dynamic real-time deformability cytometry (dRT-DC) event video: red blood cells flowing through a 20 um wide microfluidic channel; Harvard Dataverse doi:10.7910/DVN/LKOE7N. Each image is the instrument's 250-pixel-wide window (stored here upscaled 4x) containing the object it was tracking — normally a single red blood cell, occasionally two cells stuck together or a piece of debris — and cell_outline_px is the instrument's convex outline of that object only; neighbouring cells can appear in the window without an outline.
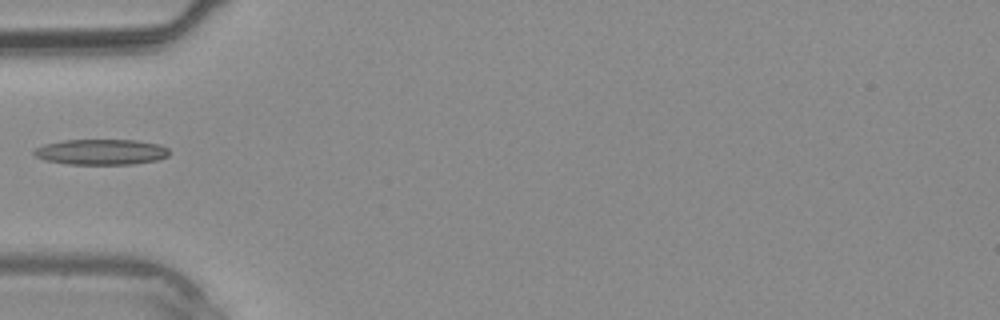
{"species": "common noctule bat (a hibernating species)", "species_latin": "Nyctalus noctula", "temperature_condition": "warm", "stored_images_in_passage": 27, "camera_frame_rate_fps": 3000, "um_per_image_px": 0.085, "animal": {"sex": "male", "body_mass_g": 20.4}, "frame": {"image": 1, "passage_image": 1, "time_ms": 0.0, "image_size_px": [1000, 320], "cell_outline_px": [[168, 156], [156, 160], [132, 164], [68, 164], [44, 160], [36, 156], [32, 152], [36, 148], [44, 144], [64, 140], [136, 140], [160, 144], [168, 148]], "centroid_in_image_um": [8.59, 12.91], "position_along_channel_um": 76.4, "area_um2": 20.11}}
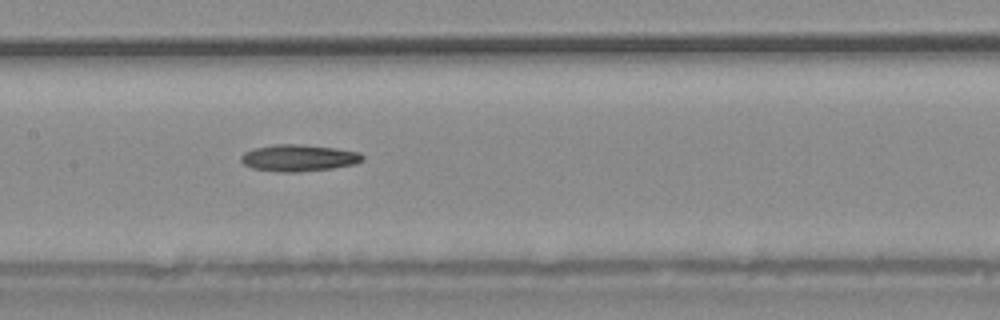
{"frame": {"image": 2, "passage_image": 7, "time_ms": 2.0, "image_size_px": [1000, 320], "cell_outline_px": [[364, 160], [356, 164], [332, 168], [300, 172], [280, 172], [252, 168], [244, 164], [240, 160], [240, 156], [244, 152], [252, 148], [272, 144], [300, 144], [336, 148], [360, 152], [364, 156]], "centroid_in_image_um": [25.39, 13.42], "position_along_channel_um": 182.0, "area_um2": 19.19}}
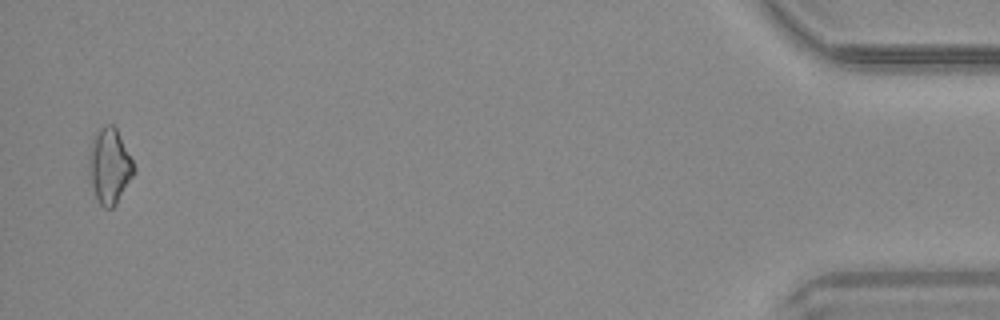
{"frame": {"image": 3, "passage_image": 26, "time_ms": 8.333, "image_size_px": [1000, 320], "cell_outline_px": [[136, 172], [116, 204], [112, 208], [104, 208], [100, 204], [96, 196], [88, 176], [88, 156], [92, 140], [96, 132], [100, 128], [108, 124], [112, 124], [116, 128], [136, 168]], "centroid_in_image_um": [9.3, 14.12], "position_along_channel_um": 425.9, "area_um2": 19.77}}